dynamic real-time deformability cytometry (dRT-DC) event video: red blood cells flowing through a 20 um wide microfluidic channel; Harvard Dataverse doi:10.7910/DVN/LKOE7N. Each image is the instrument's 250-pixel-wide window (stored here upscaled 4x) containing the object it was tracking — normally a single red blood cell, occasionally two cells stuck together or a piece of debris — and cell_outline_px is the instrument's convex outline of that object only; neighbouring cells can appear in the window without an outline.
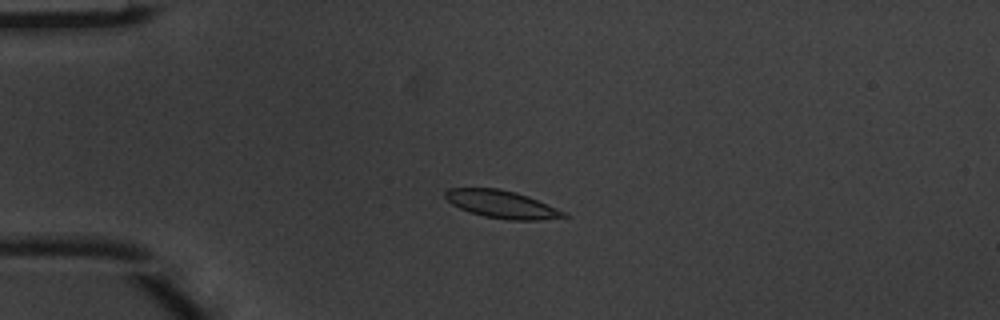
{"species": "common noctule bat (a hibernating species)", "species_latin": "Nyctalus noctula", "temperature_condition": "warm", "stored_images_in_passage": 3, "camera_frame_rate_fps": 3000, "um_per_image_px": 0.085, "animal": {"sex": "male", "body_mass_g": 20.1, "forearm_length_mm": 53.5}, "frame": {"image": 1, "passage_image": 1, "time_ms": 0.0, "image_size_px": [1000, 320], "cell_outline_px": [[568, 216], [540, 220], [508, 220], [484, 216], [468, 212], [452, 204], [444, 196], [444, 192], [448, 188], [500, 188], [516, 192], [528, 196], [556, 208], [564, 212]], "centroid_in_image_um": [42.61, 17.36], "position_along_channel_um": 42.4, "area_um2": 19.02}}